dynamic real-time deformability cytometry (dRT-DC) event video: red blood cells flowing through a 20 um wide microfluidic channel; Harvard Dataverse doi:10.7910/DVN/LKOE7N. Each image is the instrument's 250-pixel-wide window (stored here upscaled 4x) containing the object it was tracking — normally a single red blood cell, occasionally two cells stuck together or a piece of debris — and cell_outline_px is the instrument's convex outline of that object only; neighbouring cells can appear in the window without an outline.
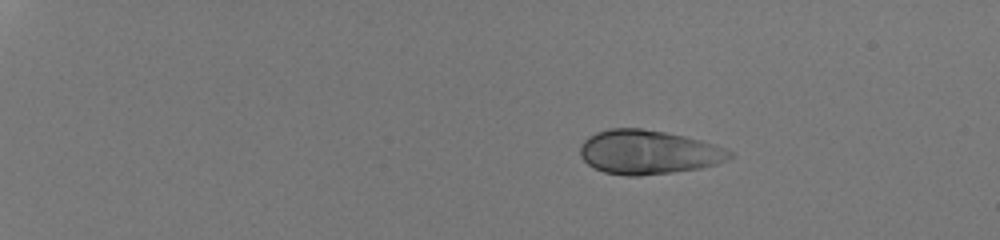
{"species": "human", "species_latin": "Homo sapiens", "temperature_condition": "room temperature", "stored_images_in_passage": 43, "camera_frame_rate_fps": 3000, "um_per_image_px": 0.085, "donor": {"sex": "male"}, "frame": {"image": 1, "passage_image": 1, "time_ms": 0.0, "image_size_px": [1000, 240], "cell_outline_px": [[736, 156], [728, 160], [716, 164], [700, 168], [672, 172], [640, 176], [628, 176], [604, 172], [592, 168], [580, 156], [580, 144], [588, 136], [596, 132], [608, 128], [640, 128], [664, 132], [684, 136], [716, 144], [732, 152]], "centroid_in_image_um": [55.1, 12.93], "position_along_channel_um": 29.9, "area_um2": 38.67}}
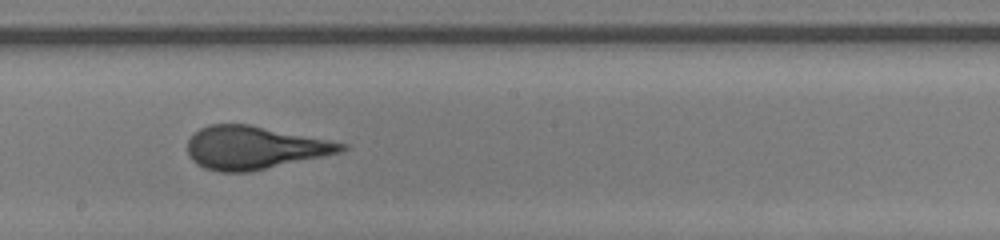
{"frame": {"image": 2, "passage_image": 25, "time_ms": 8.0, "image_size_px": [1000, 240], "cell_outline_px": [[348, 148], [340, 152], [248, 172], [220, 172], [204, 168], [196, 164], [188, 156], [188, 140], [200, 128], [208, 124], [248, 124], [348, 144]], "centroid_in_image_um": [21.56, 12.55], "position_along_channel_um": 226.6, "area_um2": 38.09}}
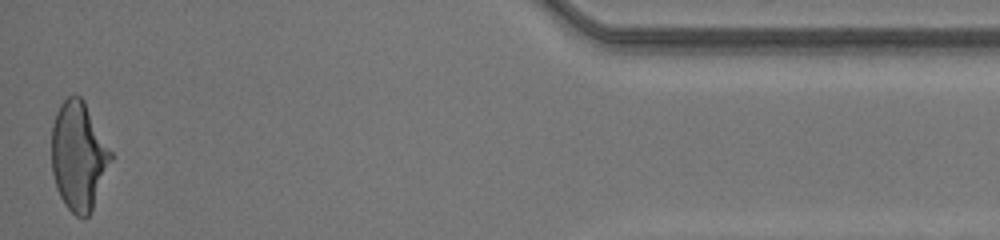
{"frame": {"image": 3, "passage_image": 43, "time_ms": 14.0, "image_size_px": [1000, 240], "cell_outline_px": [[112, 160], [92, 208], [88, 216], [76, 216], [64, 204], [56, 188], [52, 172], [52, 124], [56, 112], [60, 104], [68, 96], [80, 96], [84, 100], [112, 152]], "centroid_in_image_um": [6.67, 13.24], "position_along_channel_um": 428.5, "area_um2": 37.22}, "authors_computed_cell_mechanics": {"area_um2": 38.0902, "velocity_mm_per_s": 4.2669, "shape_relaxation_time_tau1_ms": 8.3162, "shape_relaxation_time_tau2_ms": null, "deformation_change_tau1": 0.2688, "deformation_change_tau2": null}}